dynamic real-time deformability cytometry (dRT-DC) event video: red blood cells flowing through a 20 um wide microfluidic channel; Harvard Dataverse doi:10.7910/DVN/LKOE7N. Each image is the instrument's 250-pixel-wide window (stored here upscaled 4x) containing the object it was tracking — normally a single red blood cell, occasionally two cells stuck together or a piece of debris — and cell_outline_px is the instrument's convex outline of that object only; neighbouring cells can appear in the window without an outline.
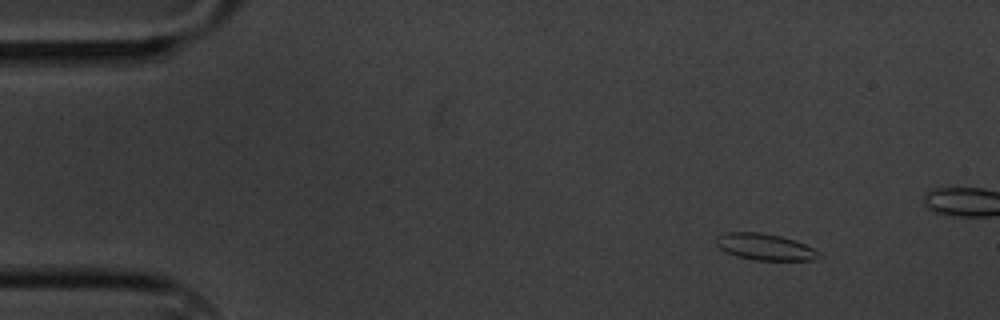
{"species": "common noctule bat (a hibernating species)", "species_latin": "Nyctalus noctula", "temperature_condition": "cold", "stored_images_in_passage": 10, "camera_frame_rate_fps": 3000, "um_per_image_px": 0.085, "animal": {"sex": "male", "body_mass_g": 20.1, "forearm_length_mm": 53.5}, "frame": {"image": 1, "passage_image": 1, "time_ms": 0.0, "image_size_px": [1000, 320], "cell_outline_px": [[824, 256], [812, 260], [756, 260], [736, 256], [720, 248], [716, 244], [716, 236], [728, 232], [764, 232], [780, 236], [804, 244], [820, 252]], "centroid_in_image_um": [65.03, 20.98], "position_along_channel_um": 20.0, "area_um2": 15.78}}